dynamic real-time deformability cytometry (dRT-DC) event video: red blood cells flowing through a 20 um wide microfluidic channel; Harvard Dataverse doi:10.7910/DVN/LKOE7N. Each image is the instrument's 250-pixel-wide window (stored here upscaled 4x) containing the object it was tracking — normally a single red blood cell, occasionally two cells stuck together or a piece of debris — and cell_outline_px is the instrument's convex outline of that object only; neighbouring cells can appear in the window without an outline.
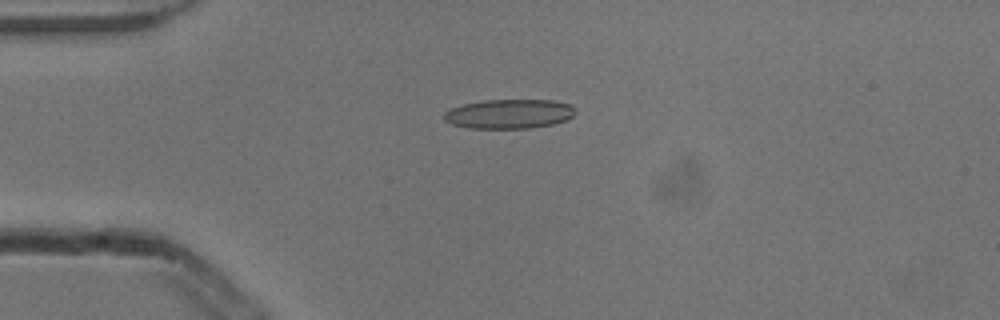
{"species": "common noctule bat (a hibernating species)", "species_latin": "Nyctalus noctula", "temperature_condition": "cold", "stored_images_in_passage": 3, "camera_frame_rate_fps": 3000, "um_per_image_px": 0.085, "animal": {"sex": "male", "body_mass_g": 13.3}, "frame": {"image": 1, "passage_image": 3, "time_ms": 0.667, "image_size_px": [1000, 320], "cell_outline_px": [[576, 112], [568, 120], [552, 124], [528, 128], [468, 128], [452, 124], [444, 120], [444, 112], [452, 108], [464, 104], [484, 100], [556, 100], [568, 104], [576, 108]], "centroid_in_image_um": [43.3, 9.68], "position_along_channel_um": 41.7, "area_um2": 22.48}}